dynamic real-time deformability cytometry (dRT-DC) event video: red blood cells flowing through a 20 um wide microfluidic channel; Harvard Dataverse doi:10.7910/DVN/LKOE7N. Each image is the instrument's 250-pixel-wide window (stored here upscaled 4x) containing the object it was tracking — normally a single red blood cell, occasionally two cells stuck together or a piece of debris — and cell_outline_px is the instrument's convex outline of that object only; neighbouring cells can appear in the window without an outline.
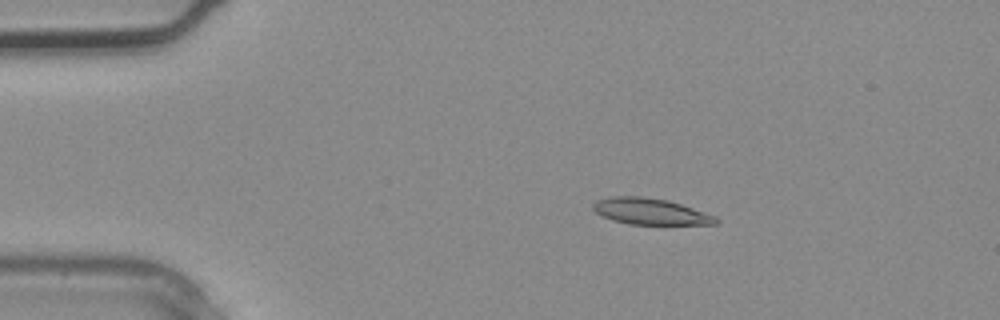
{"species": "common noctule bat (a hibernating species)", "species_latin": "Nyctalus noctula", "temperature_condition": "warm", "stored_images_in_passage": 2, "camera_frame_rate_fps": 3000, "um_per_image_px": 0.085, "animal": {"sex": "male", "body_mass_g": 20.4}, "frame": {"image": 1, "passage_image": 1, "time_ms": 0.0, "image_size_px": [1000, 320], "cell_outline_px": [[720, 220], [716, 224], [628, 224], [604, 216], [596, 212], [592, 208], [592, 204], [596, 200], [612, 196], [644, 196], [668, 200], [716, 216]], "centroid_in_image_um": [55.28, 17.96], "position_along_channel_um": 29.7, "area_um2": 18.61}}